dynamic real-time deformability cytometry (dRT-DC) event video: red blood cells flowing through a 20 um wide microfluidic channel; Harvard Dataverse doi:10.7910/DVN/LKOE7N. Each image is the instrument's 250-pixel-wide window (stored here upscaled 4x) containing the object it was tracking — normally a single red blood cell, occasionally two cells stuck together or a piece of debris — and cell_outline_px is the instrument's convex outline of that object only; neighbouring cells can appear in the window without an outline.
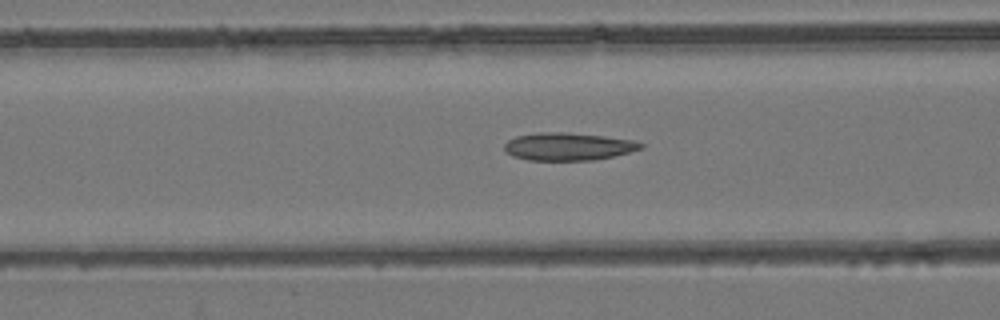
{"species": "common noctule bat (a hibernating species)", "species_latin": "Nyctalus noctula", "temperature_condition": "room temperature", "stored_images_in_passage": 55, "camera_frame_rate_fps": 3000, "um_per_image_px": 0.085, "animal": {"sex": "female", "body_mass_g": 24.6, "forearm_length_mm": 56.2}, "frame": {"image": 1, "passage_image": 22, "time_ms": 7.0, "image_size_px": [1000, 320], "cell_outline_px": [[644, 148], [612, 156], [592, 160], [528, 160], [512, 156], [504, 152], [504, 144], [508, 140], [516, 136], [536, 132], [568, 132], [604, 136], [632, 140], [644, 144]], "centroid_in_image_um": [48.24, 12.45], "position_along_channel_um": 118.4, "area_um2": 22.08}}
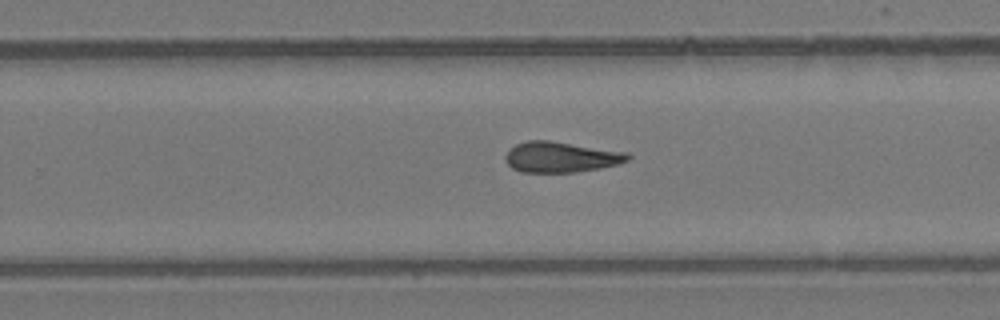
{"frame": {"image": 2, "passage_image": 35, "time_ms": 11.333, "image_size_px": [1000, 320], "cell_outline_px": [[632, 156], [628, 160], [620, 164], [600, 168], [576, 172], [520, 172], [512, 168], [508, 164], [504, 156], [508, 148], [516, 144], [528, 140], [548, 140], [628, 152]], "centroid_in_image_um": [47.67, 13.35], "position_along_channel_um": 282.1, "area_um2": 22.02}}
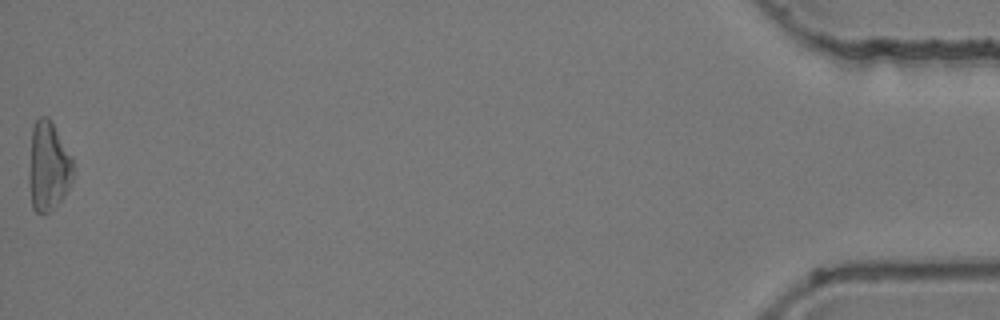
{"frame": {"image": 3, "passage_image": 55, "time_ms": 18.0, "image_size_px": [1000, 320], "cell_outline_px": [[72, 180], [64, 196], [48, 212], [36, 212], [32, 208], [28, 184], [28, 176], [32, 128], [36, 120], [40, 116], [48, 116], [72, 156]], "centroid_in_image_um": [4.08, 14.13], "position_along_channel_um": 431.1, "area_um2": 22.89}}